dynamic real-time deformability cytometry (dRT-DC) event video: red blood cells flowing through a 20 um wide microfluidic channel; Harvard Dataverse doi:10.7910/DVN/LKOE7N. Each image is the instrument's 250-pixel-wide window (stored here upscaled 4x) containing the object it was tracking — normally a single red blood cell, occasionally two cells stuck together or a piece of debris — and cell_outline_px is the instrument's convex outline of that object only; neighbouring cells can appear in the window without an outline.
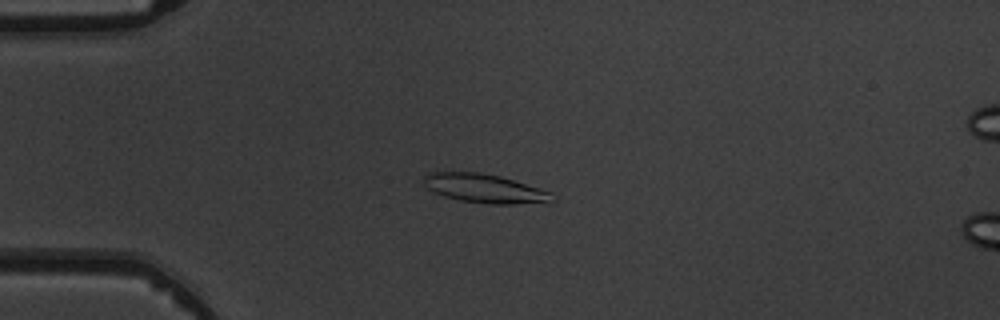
{"species": "common noctule bat (a hibernating species)", "species_latin": "Nyctalus noctula", "temperature_condition": "warm", "stored_images_in_passage": 7, "camera_frame_rate_fps": 3000, "um_per_image_px": 0.085, "animal": {"sex": "male", "body_mass_g": 19.5, "forearm_length_mm": 54.6}, "frame": {"image": 1, "passage_image": 2, "time_ms": 1.333, "image_size_px": [1000, 320], "cell_outline_px": [[556, 200], [548, 204], [488, 204], [460, 200], [444, 196], [432, 192], [424, 184], [424, 176], [428, 172], [480, 172], [500, 176], [552, 192]], "centroid_in_image_um": [41.27, 16.04], "position_along_channel_um": 43.7, "area_um2": 21.96}}
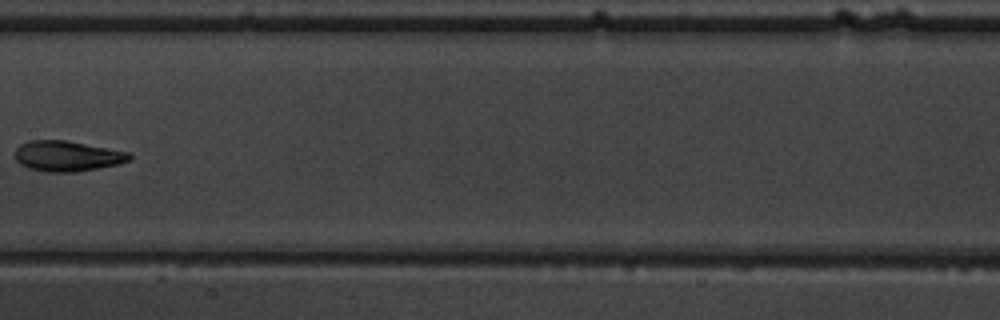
{"frame": {"image": 2, "passage_image": 6, "time_ms": 6.0, "image_size_px": [1000, 320], "cell_outline_px": [[132, 156], [128, 160], [120, 164], [100, 168], [76, 172], [48, 172], [28, 168], [20, 164], [16, 160], [16, 148], [20, 144], [28, 140], [64, 140], [128, 152]], "centroid_in_image_um": [5.69, 13.27], "position_along_channel_um": 201.7, "area_um2": 20.23}}
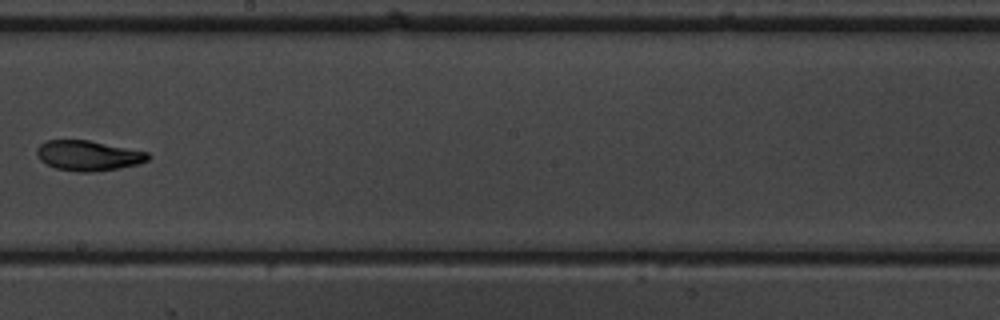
{"frame": {"image": 3, "passage_image": 7, "time_ms": 7.0, "image_size_px": [1000, 320], "cell_outline_px": [[152, 156], [148, 160], [136, 164], [120, 168], [92, 172], [76, 172], [56, 168], [40, 160], [36, 156], [36, 148], [40, 144], [48, 140], [88, 140], [148, 152]], "centroid_in_image_um": [7.49, 13.23], "position_along_channel_um": 240.7, "area_um2": 19.54}}